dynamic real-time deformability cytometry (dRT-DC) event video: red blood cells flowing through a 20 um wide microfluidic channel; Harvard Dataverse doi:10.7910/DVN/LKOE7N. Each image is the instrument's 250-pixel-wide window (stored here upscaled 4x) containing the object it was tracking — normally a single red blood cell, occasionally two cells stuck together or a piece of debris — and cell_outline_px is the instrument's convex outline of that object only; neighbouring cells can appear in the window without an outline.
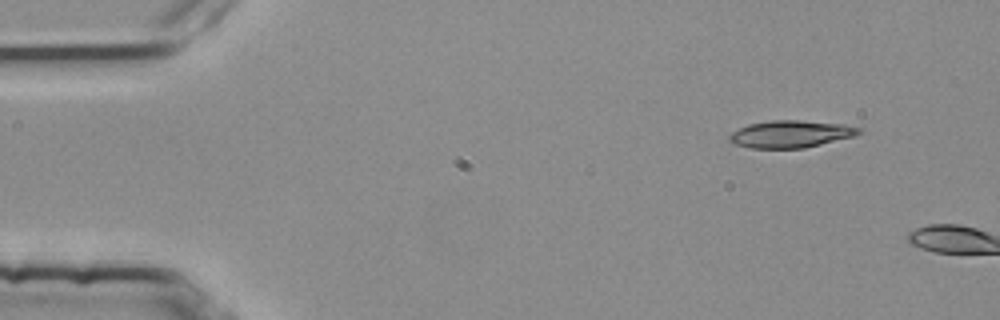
{"species": "common noctule bat (a hibernating species)", "species_latin": "Nyctalus noctula", "temperature_condition": "room temperature", "stored_images_in_passage": 2, "camera_frame_rate_fps": 3000, "um_per_image_px": 0.085, "animal": {"sex": "female", "body_mass_g": 25.1}, "frame": {"image": 1, "passage_image": 1, "time_ms": 0.0, "image_size_px": [1000, 320], "cell_outline_px": [[864, 132], [856, 136], [804, 148], [752, 148], [732, 144], [728, 140], [728, 136], [732, 132], [748, 124], [772, 120], [800, 120], [844, 124], [864, 128]], "centroid_in_image_um": [67.26, 11.39], "position_along_channel_um": 17.7, "area_um2": 20.81}}